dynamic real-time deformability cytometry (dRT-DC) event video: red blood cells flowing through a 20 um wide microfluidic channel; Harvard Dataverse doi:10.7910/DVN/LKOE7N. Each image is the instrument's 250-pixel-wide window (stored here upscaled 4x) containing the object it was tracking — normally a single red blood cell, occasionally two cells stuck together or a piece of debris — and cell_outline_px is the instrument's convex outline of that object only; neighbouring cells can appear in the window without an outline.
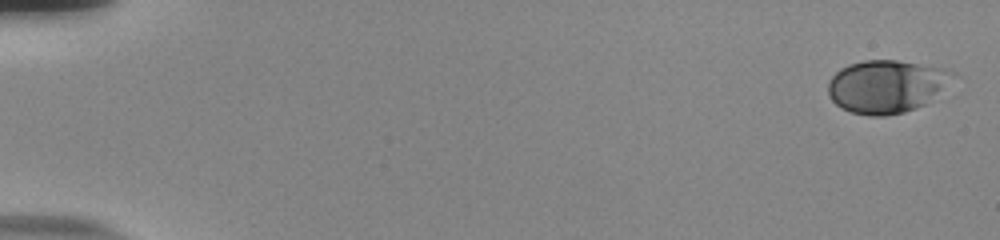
{"species": "human", "species_latin": "Homo sapiens", "temperature_condition": "room temperature", "stored_images_in_passage": 55, "camera_frame_rate_fps": 3000, "um_per_image_px": 0.085, "donor": {"sex": "male"}, "frame": {"image": 1, "passage_image": 1, "time_ms": 0.0, "image_size_px": [1000, 240], "cell_outline_px": [[956, 72], [924, 104], [916, 108], [904, 112], [884, 116], [868, 116], [852, 112], [840, 108], [828, 96], [828, 80], [840, 68], [848, 64], [864, 60], [896, 60], [944, 68]], "centroid_in_image_um": [75.24, 7.34], "position_along_channel_um": 9.8, "area_um2": 37.92}}
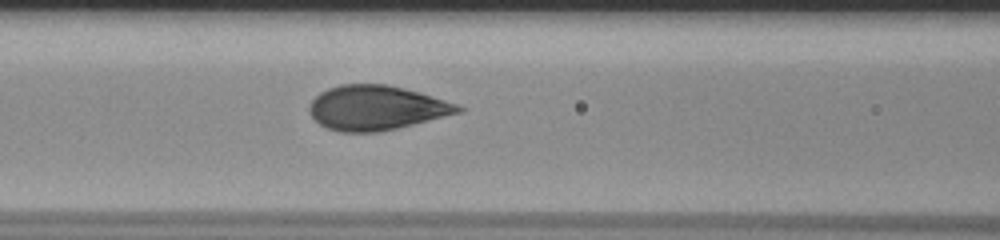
{"frame": {"image": 2, "passage_image": 25, "time_ms": 8.0, "image_size_px": [1000, 240], "cell_outline_px": [[464, 112], [380, 132], [340, 132], [328, 128], [320, 124], [308, 112], [308, 104], [320, 92], [328, 88], [340, 84], [388, 84], [420, 92], [456, 104], [464, 108]], "centroid_in_image_um": [31.98, 9.16], "position_along_channel_um": 134.6, "area_um2": 38.73}}
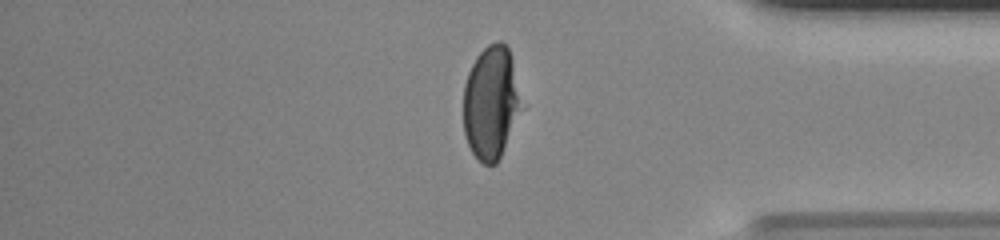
{"frame": {"image": 3, "passage_image": 47, "time_ms": 15.333, "image_size_px": [1000, 240], "cell_outline_px": [[516, 108], [500, 156], [496, 164], [484, 164], [472, 152], [468, 144], [464, 132], [464, 84], [468, 72], [476, 56], [488, 44], [496, 40], [500, 40], [508, 48], [512, 60], [516, 96]], "centroid_in_image_um": [41.61, 8.66], "position_along_channel_um": 393.6, "area_um2": 35.84}, "authors_computed_cell_mechanics": {"area_um2": 38.3214, "velocity_mm_per_s": 3.7459, "shape_relaxation_time_tau1_ms": 4.6892, "shape_relaxation_time_tau2_ms": null, "deformation_change_tau1": 0.1808, "deformation_change_tau2": null}}